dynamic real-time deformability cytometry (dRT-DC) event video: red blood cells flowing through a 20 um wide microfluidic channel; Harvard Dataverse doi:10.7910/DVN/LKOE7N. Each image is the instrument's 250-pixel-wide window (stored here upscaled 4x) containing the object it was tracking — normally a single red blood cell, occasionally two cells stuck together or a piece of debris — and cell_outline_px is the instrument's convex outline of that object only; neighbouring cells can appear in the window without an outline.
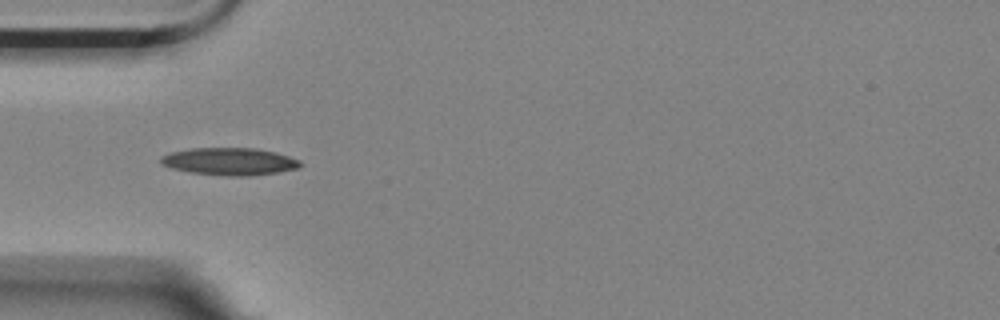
{"species": "Egyptian fruit bat (a non-hibernating species)", "species_latin": "Rousettus aegyptiacus", "temperature_condition": "room temperature", "stored_images_in_passage": 2, "camera_frame_rate_fps": 3000, "um_per_image_px": 0.085, "animal": {"sex": "female"}, "frame": {"image": 1, "passage_image": 1, "time_ms": 0.0, "image_size_px": [1000, 320], "cell_outline_px": [[304, 164], [300, 168], [252, 176], [228, 176], [188, 172], [172, 168], [160, 164], [160, 156], [172, 152], [192, 148], [256, 148], [276, 152], [300, 160]], "centroid_in_image_um": [19.53, 13.73], "position_along_channel_um": 65.5, "area_um2": 22.43}}
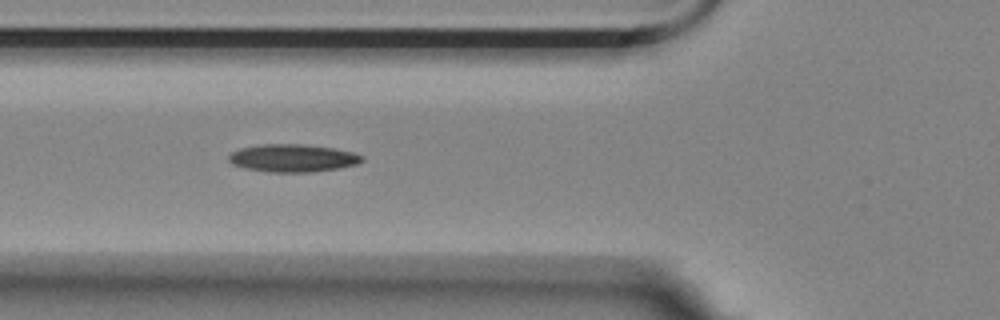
{"frame": {"image": 2, "passage_image": 2, "time_ms": 0.333, "image_size_px": [1000, 320], "cell_outline_px": [[364, 160], [356, 164], [340, 168], [312, 172], [268, 172], [244, 168], [232, 164], [228, 160], [228, 156], [232, 152], [240, 148], [260, 144], [304, 144], [332, 148], [352, 152], [364, 156]], "centroid_in_image_um": [24.87, 13.44], "position_along_channel_um": 100.9, "area_um2": 21.62}}